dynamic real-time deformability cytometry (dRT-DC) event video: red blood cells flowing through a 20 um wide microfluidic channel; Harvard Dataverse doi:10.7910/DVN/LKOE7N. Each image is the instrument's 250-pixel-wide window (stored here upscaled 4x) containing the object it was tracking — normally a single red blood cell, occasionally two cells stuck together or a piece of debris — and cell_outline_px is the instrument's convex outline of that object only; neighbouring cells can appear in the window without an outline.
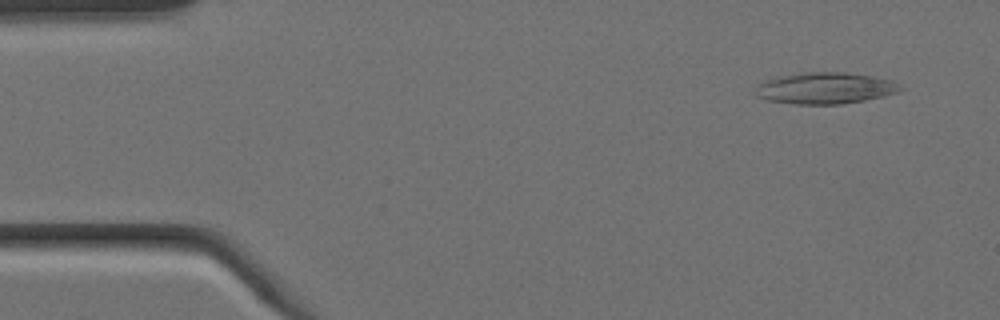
{"species": "Egyptian fruit bat (a non-hibernating species)", "species_latin": "Rousettus aegyptiacus", "temperature_condition": "cold", "stored_images_in_passage": 11, "camera_frame_rate_fps": 3000, "um_per_image_px": 0.085, "animal": {"sex": "female"}, "frame": {"image": 1, "passage_image": 2, "time_ms": 0.333, "image_size_px": [1000, 320], "cell_outline_px": [[904, 88], [900, 92], [884, 96], [864, 100], [840, 104], [796, 104], [768, 100], [756, 96], [752, 92], [764, 80], [800, 72], [844, 72], [872, 76], [892, 80]], "centroid_in_image_um": [70.14, 7.49], "position_along_channel_um": 14.9, "area_um2": 26.59}}
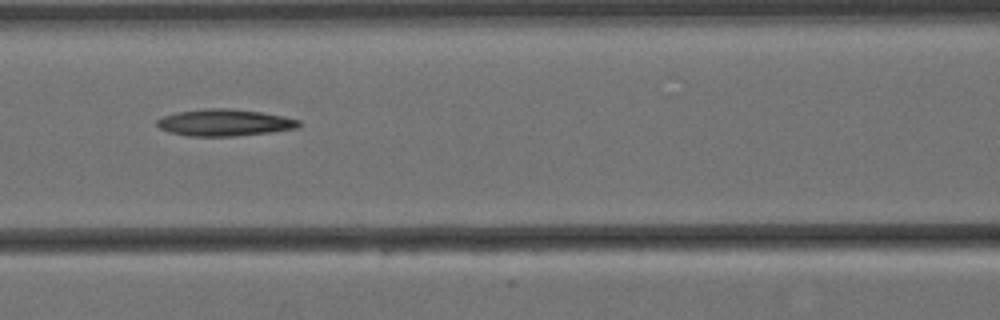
{"frame": {"image": 2, "passage_image": 7, "time_ms": 2.0, "image_size_px": [1000, 320], "cell_outline_px": [[300, 124], [296, 128], [272, 132], [236, 136], [188, 136], [168, 132], [160, 128], [156, 124], [156, 120], [164, 116], [176, 112], [208, 108], [228, 108], [260, 112], [284, 116], [300, 120]], "centroid_in_image_um": [19.07, 10.42], "position_along_channel_um": 147.5, "area_um2": 22.14}}
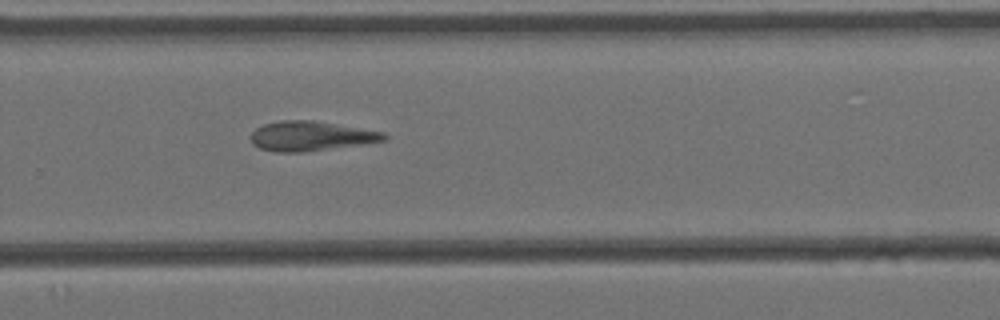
{"frame": {"image": 3, "passage_image": 11, "time_ms": 3.333, "image_size_px": [1000, 320], "cell_outline_px": [[388, 140], [364, 144], [304, 152], [276, 152], [260, 148], [252, 144], [252, 132], [256, 128], [264, 124], [280, 120], [316, 120], [384, 132], [388, 136]], "centroid_in_image_um": [26.46, 11.56], "position_along_channel_um": 303.3, "area_um2": 23.18}}